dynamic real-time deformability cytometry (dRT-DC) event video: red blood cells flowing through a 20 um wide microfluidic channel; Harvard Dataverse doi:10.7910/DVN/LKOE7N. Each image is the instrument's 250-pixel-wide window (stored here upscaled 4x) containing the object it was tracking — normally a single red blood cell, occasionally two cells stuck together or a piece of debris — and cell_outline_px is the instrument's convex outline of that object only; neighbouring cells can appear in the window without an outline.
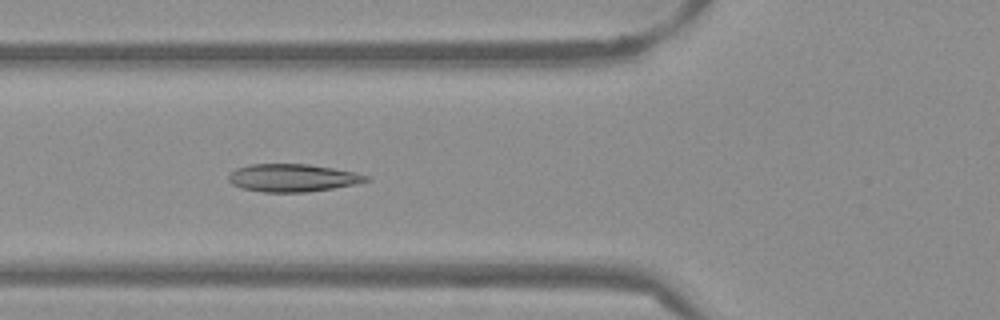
{"species": "Egyptian fruit bat (a non-hibernating species)", "species_latin": "Rousettus aegyptiacus", "temperature_condition": "warm", "stored_images_in_passage": 52, "camera_frame_rate_fps": 3000, "um_per_image_px": 0.085, "frame": {"image": 1, "passage_image": 19, "time_ms": 6.0, "image_size_px": [1000, 320], "cell_outline_px": [[372, 180], [356, 184], [308, 192], [264, 192], [240, 188], [232, 184], [228, 180], [228, 176], [236, 168], [248, 164], [308, 164], [356, 172], [372, 176]], "centroid_in_image_um": [24.9, 15.11], "position_along_channel_um": 100.9, "area_um2": 22.43}}
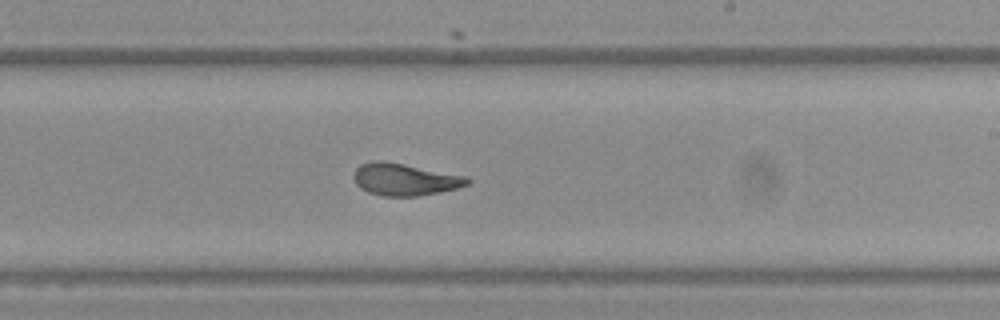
{"frame": {"image": 2, "passage_image": 31, "time_ms": 10.0, "image_size_px": [1000, 320], "cell_outline_px": [[472, 180], [468, 184], [456, 188], [440, 192], [416, 196], [384, 196], [368, 192], [360, 188], [356, 184], [352, 176], [356, 168], [360, 164], [372, 160], [384, 160], [468, 176]], "centroid_in_image_um": [34.39, 15.24], "position_along_channel_um": 254.6, "area_um2": 21.5}}
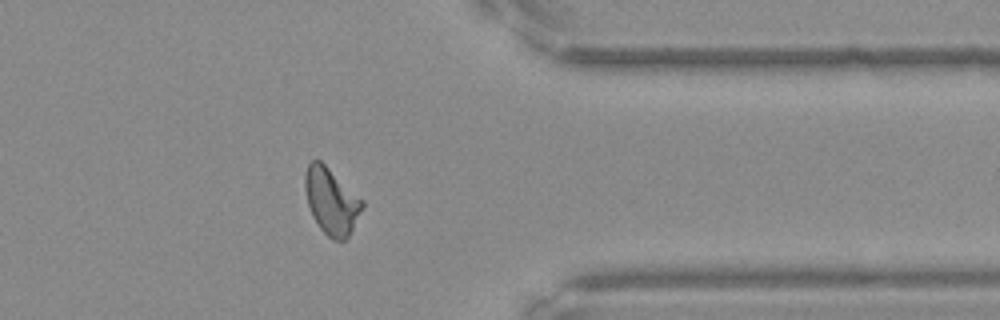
{"frame": {"image": 3, "passage_image": 42, "time_ms": 13.667, "image_size_px": [1000, 320], "cell_outline_px": [[364, 208], [348, 236], [344, 240], [332, 240], [320, 228], [312, 216], [308, 204], [304, 188], [304, 176], [308, 164], [312, 160], [320, 160], [364, 200]], "centroid_in_image_um": [28.17, 17.09], "position_along_channel_um": 383.2, "area_um2": 22.14}, "authors_computed_cell_mechanics": {"area_um2": 21.9062, "velocity_mm_per_s": 3.8364, "shape_relaxation_time_tau1_ms": null, "shape_relaxation_time_tau2_ms": 1.11, "deformation_change_tau1": null, "deformation_change_tau2": 0.0698}}